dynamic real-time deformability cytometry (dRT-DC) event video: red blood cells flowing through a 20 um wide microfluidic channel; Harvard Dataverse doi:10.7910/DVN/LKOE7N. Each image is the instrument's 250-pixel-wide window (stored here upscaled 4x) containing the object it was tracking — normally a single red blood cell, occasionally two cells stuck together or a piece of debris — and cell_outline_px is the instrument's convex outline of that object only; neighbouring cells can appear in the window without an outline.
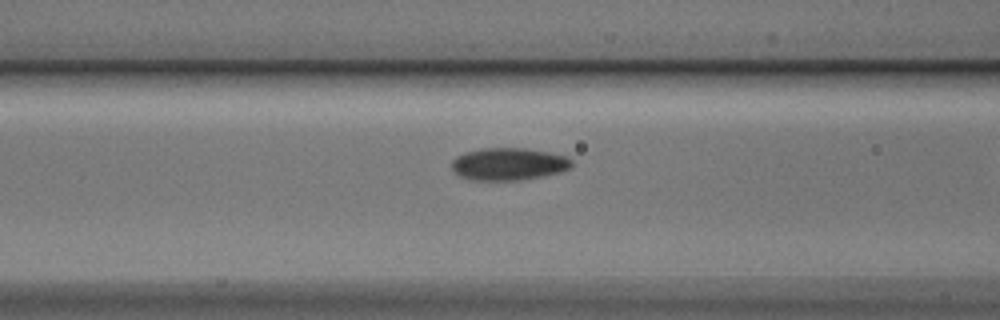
{"species": "Egyptian fruit bat (a non-hibernating species)", "species_latin": "Rousettus aegyptiacus", "temperature_condition": "cold", "stored_images_in_passage": 7, "camera_frame_rate_fps": 3000, "um_per_image_px": 0.085, "animal": {"sex": "male"}, "frame": {"image": 1, "passage_image": 6, "time_ms": 1.667, "image_size_px": [1000, 320], "cell_outline_px": [[572, 164], [568, 168], [560, 172], [544, 176], [520, 180], [468, 180], [452, 172], [452, 160], [456, 156], [480, 148], [524, 148], [548, 152], [564, 156], [572, 160]], "centroid_in_image_um": [43.19, 13.95], "position_along_channel_um": 123.4, "area_um2": 22.66}}